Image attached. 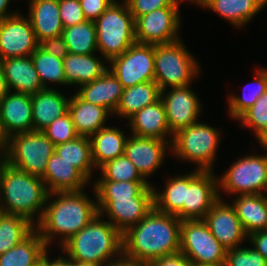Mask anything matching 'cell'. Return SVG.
<instances>
[{
	"instance_id": "obj_1",
	"label": "cell",
	"mask_w": 267,
	"mask_h": 266,
	"mask_svg": "<svg viewBox=\"0 0 267 266\" xmlns=\"http://www.w3.org/2000/svg\"><path fill=\"white\" fill-rule=\"evenodd\" d=\"M181 220L154 207L136 225L122 234L123 256L127 259L151 262L180 251Z\"/></svg>"
},
{
	"instance_id": "obj_2",
	"label": "cell",
	"mask_w": 267,
	"mask_h": 266,
	"mask_svg": "<svg viewBox=\"0 0 267 266\" xmlns=\"http://www.w3.org/2000/svg\"><path fill=\"white\" fill-rule=\"evenodd\" d=\"M83 191L48 193L43 215L35 225L47 248L59 235L61 247L99 214L97 199H90Z\"/></svg>"
},
{
	"instance_id": "obj_3",
	"label": "cell",
	"mask_w": 267,
	"mask_h": 266,
	"mask_svg": "<svg viewBox=\"0 0 267 266\" xmlns=\"http://www.w3.org/2000/svg\"><path fill=\"white\" fill-rule=\"evenodd\" d=\"M48 193L41 177L17 169L0 157L1 212L22 216L36 225L43 215ZM36 215L39 216L34 222Z\"/></svg>"
},
{
	"instance_id": "obj_4",
	"label": "cell",
	"mask_w": 267,
	"mask_h": 266,
	"mask_svg": "<svg viewBox=\"0 0 267 266\" xmlns=\"http://www.w3.org/2000/svg\"><path fill=\"white\" fill-rule=\"evenodd\" d=\"M101 218L100 214L96 215L88 225L61 246L70 259L107 266L123 256L122 233L109 221Z\"/></svg>"
},
{
	"instance_id": "obj_5",
	"label": "cell",
	"mask_w": 267,
	"mask_h": 266,
	"mask_svg": "<svg viewBox=\"0 0 267 266\" xmlns=\"http://www.w3.org/2000/svg\"><path fill=\"white\" fill-rule=\"evenodd\" d=\"M97 50L106 62L136 42L135 19L126 2L116 0L95 21Z\"/></svg>"
},
{
	"instance_id": "obj_6",
	"label": "cell",
	"mask_w": 267,
	"mask_h": 266,
	"mask_svg": "<svg viewBox=\"0 0 267 266\" xmlns=\"http://www.w3.org/2000/svg\"><path fill=\"white\" fill-rule=\"evenodd\" d=\"M155 82L160 90L188 86L200 72V65L182 40L154 45Z\"/></svg>"
},
{
	"instance_id": "obj_7",
	"label": "cell",
	"mask_w": 267,
	"mask_h": 266,
	"mask_svg": "<svg viewBox=\"0 0 267 266\" xmlns=\"http://www.w3.org/2000/svg\"><path fill=\"white\" fill-rule=\"evenodd\" d=\"M220 131L201 122L180 129L173 135L171 152L183 161L197 163V170L213 171L220 141Z\"/></svg>"
},
{
	"instance_id": "obj_8",
	"label": "cell",
	"mask_w": 267,
	"mask_h": 266,
	"mask_svg": "<svg viewBox=\"0 0 267 266\" xmlns=\"http://www.w3.org/2000/svg\"><path fill=\"white\" fill-rule=\"evenodd\" d=\"M54 152L55 145L42 131H32L10 136L1 158L17 169L42 177Z\"/></svg>"
},
{
	"instance_id": "obj_9",
	"label": "cell",
	"mask_w": 267,
	"mask_h": 266,
	"mask_svg": "<svg viewBox=\"0 0 267 266\" xmlns=\"http://www.w3.org/2000/svg\"><path fill=\"white\" fill-rule=\"evenodd\" d=\"M226 251L203 220L181 221L180 252L195 266L224 265Z\"/></svg>"
},
{
	"instance_id": "obj_10",
	"label": "cell",
	"mask_w": 267,
	"mask_h": 266,
	"mask_svg": "<svg viewBox=\"0 0 267 266\" xmlns=\"http://www.w3.org/2000/svg\"><path fill=\"white\" fill-rule=\"evenodd\" d=\"M220 189L233 196L267 192V153L239 158L218 178Z\"/></svg>"
},
{
	"instance_id": "obj_11",
	"label": "cell",
	"mask_w": 267,
	"mask_h": 266,
	"mask_svg": "<svg viewBox=\"0 0 267 266\" xmlns=\"http://www.w3.org/2000/svg\"><path fill=\"white\" fill-rule=\"evenodd\" d=\"M109 69L125 88L155 81L154 45L135 42L121 55L112 58Z\"/></svg>"
},
{
	"instance_id": "obj_12",
	"label": "cell",
	"mask_w": 267,
	"mask_h": 266,
	"mask_svg": "<svg viewBox=\"0 0 267 266\" xmlns=\"http://www.w3.org/2000/svg\"><path fill=\"white\" fill-rule=\"evenodd\" d=\"M179 3H181L180 0H175L168 7L139 16L135 20L136 42L156 45L180 40L178 37L181 25Z\"/></svg>"
},
{
	"instance_id": "obj_13",
	"label": "cell",
	"mask_w": 267,
	"mask_h": 266,
	"mask_svg": "<svg viewBox=\"0 0 267 266\" xmlns=\"http://www.w3.org/2000/svg\"><path fill=\"white\" fill-rule=\"evenodd\" d=\"M152 186H147L137 197L96 198L99 214H106L109 222L122 234L138 224L154 207Z\"/></svg>"
},
{
	"instance_id": "obj_14",
	"label": "cell",
	"mask_w": 267,
	"mask_h": 266,
	"mask_svg": "<svg viewBox=\"0 0 267 266\" xmlns=\"http://www.w3.org/2000/svg\"><path fill=\"white\" fill-rule=\"evenodd\" d=\"M194 171V172H193ZM182 210L176 215L183 220H203L219 199L218 179L213 171L193 170Z\"/></svg>"
},
{
	"instance_id": "obj_15",
	"label": "cell",
	"mask_w": 267,
	"mask_h": 266,
	"mask_svg": "<svg viewBox=\"0 0 267 266\" xmlns=\"http://www.w3.org/2000/svg\"><path fill=\"white\" fill-rule=\"evenodd\" d=\"M19 12L0 21V58L31 56L39 47L31 22Z\"/></svg>"
},
{
	"instance_id": "obj_16",
	"label": "cell",
	"mask_w": 267,
	"mask_h": 266,
	"mask_svg": "<svg viewBox=\"0 0 267 266\" xmlns=\"http://www.w3.org/2000/svg\"><path fill=\"white\" fill-rule=\"evenodd\" d=\"M189 87L190 85L171 87L168 93L165 90L161 91L160 99L165 108L168 126L173 134L198 122L201 103Z\"/></svg>"
},
{
	"instance_id": "obj_17",
	"label": "cell",
	"mask_w": 267,
	"mask_h": 266,
	"mask_svg": "<svg viewBox=\"0 0 267 266\" xmlns=\"http://www.w3.org/2000/svg\"><path fill=\"white\" fill-rule=\"evenodd\" d=\"M203 221L226 250L239 247L245 238L248 239L234 206L224 202L221 197L214 203Z\"/></svg>"
},
{
	"instance_id": "obj_18",
	"label": "cell",
	"mask_w": 267,
	"mask_h": 266,
	"mask_svg": "<svg viewBox=\"0 0 267 266\" xmlns=\"http://www.w3.org/2000/svg\"><path fill=\"white\" fill-rule=\"evenodd\" d=\"M130 135L125 143L124 155L135 165L140 175L146 180L162 165L166 149L171 148L169 145H171L172 139L170 137L168 141H165Z\"/></svg>"
},
{
	"instance_id": "obj_19",
	"label": "cell",
	"mask_w": 267,
	"mask_h": 266,
	"mask_svg": "<svg viewBox=\"0 0 267 266\" xmlns=\"http://www.w3.org/2000/svg\"><path fill=\"white\" fill-rule=\"evenodd\" d=\"M0 117L8 138L14 134L32 132L31 95L9 91L0 101Z\"/></svg>"
},
{
	"instance_id": "obj_20",
	"label": "cell",
	"mask_w": 267,
	"mask_h": 266,
	"mask_svg": "<svg viewBox=\"0 0 267 266\" xmlns=\"http://www.w3.org/2000/svg\"><path fill=\"white\" fill-rule=\"evenodd\" d=\"M124 87L108 68L98 79L80 85L76 94L84 101L106 108L111 115L116 110Z\"/></svg>"
},
{
	"instance_id": "obj_21",
	"label": "cell",
	"mask_w": 267,
	"mask_h": 266,
	"mask_svg": "<svg viewBox=\"0 0 267 266\" xmlns=\"http://www.w3.org/2000/svg\"><path fill=\"white\" fill-rule=\"evenodd\" d=\"M49 193L81 191L89 181L69 162L54 152L41 177Z\"/></svg>"
},
{
	"instance_id": "obj_22",
	"label": "cell",
	"mask_w": 267,
	"mask_h": 266,
	"mask_svg": "<svg viewBox=\"0 0 267 266\" xmlns=\"http://www.w3.org/2000/svg\"><path fill=\"white\" fill-rule=\"evenodd\" d=\"M128 121L132 135L165 141H167L169 135L173 139L174 134L168 126L161 99L136 112Z\"/></svg>"
},
{
	"instance_id": "obj_23",
	"label": "cell",
	"mask_w": 267,
	"mask_h": 266,
	"mask_svg": "<svg viewBox=\"0 0 267 266\" xmlns=\"http://www.w3.org/2000/svg\"><path fill=\"white\" fill-rule=\"evenodd\" d=\"M7 88L10 92L33 95L44 89L31 56L2 60ZM12 90V91H11Z\"/></svg>"
},
{
	"instance_id": "obj_24",
	"label": "cell",
	"mask_w": 267,
	"mask_h": 266,
	"mask_svg": "<svg viewBox=\"0 0 267 266\" xmlns=\"http://www.w3.org/2000/svg\"><path fill=\"white\" fill-rule=\"evenodd\" d=\"M69 100L52 87L31 95L33 131L44 130L56 118L66 114Z\"/></svg>"
},
{
	"instance_id": "obj_25",
	"label": "cell",
	"mask_w": 267,
	"mask_h": 266,
	"mask_svg": "<svg viewBox=\"0 0 267 266\" xmlns=\"http://www.w3.org/2000/svg\"><path fill=\"white\" fill-rule=\"evenodd\" d=\"M191 2L211 9L237 28L249 23L267 5V0H192Z\"/></svg>"
},
{
	"instance_id": "obj_26",
	"label": "cell",
	"mask_w": 267,
	"mask_h": 266,
	"mask_svg": "<svg viewBox=\"0 0 267 266\" xmlns=\"http://www.w3.org/2000/svg\"><path fill=\"white\" fill-rule=\"evenodd\" d=\"M28 18L37 41L62 35L64 29L59 15L58 0H30Z\"/></svg>"
},
{
	"instance_id": "obj_27",
	"label": "cell",
	"mask_w": 267,
	"mask_h": 266,
	"mask_svg": "<svg viewBox=\"0 0 267 266\" xmlns=\"http://www.w3.org/2000/svg\"><path fill=\"white\" fill-rule=\"evenodd\" d=\"M76 132L79 136L91 137L101 128L106 127L105 121L110 112L104 108L82 100L76 93L70 97L68 103Z\"/></svg>"
},
{
	"instance_id": "obj_28",
	"label": "cell",
	"mask_w": 267,
	"mask_h": 266,
	"mask_svg": "<svg viewBox=\"0 0 267 266\" xmlns=\"http://www.w3.org/2000/svg\"><path fill=\"white\" fill-rule=\"evenodd\" d=\"M232 204L242 226L250 235L267 230V196L264 194L239 195Z\"/></svg>"
},
{
	"instance_id": "obj_29",
	"label": "cell",
	"mask_w": 267,
	"mask_h": 266,
	"mask_svg": "<svg viewBox=\"0 0 267 266\" xmlns=\"http://www.w3.org/2000/svg\"><path fill=\"white\" fill-rule=\"evenodd\" d=\"M116 127H104L90 137L92 160L99 169L105 163L124 155L126 135Z\"/></svg>"
},
{
	"instance_id": "obj_30",
	"label": "cell",
	"mask_w": 267,
	"mask_h": 266,
	"mask_svg": "<svg viewBox=\"0 0 267 266\" xmlns=\"http://www.w3.org/2000/svg\"><path fill=\"white\" fill-rule=\"evenodd\" d=\"M66 85H83L98 79L108 67L94 54L68 53L63 58Z\"/></svg>"
},
{
	"instance_id": "obj_31",
	"label": "cell",
	"mask_w": 267,
	"mask_h": 266,
	"mask_svg": "<svg viewBox=\"0 0 267 266\" xmlns=\"http://www.w3.org/2000/svg\"><path fill=\"white\" fill-rule=\"evenodd\" d=\"M161 90L155 81L144 82L123 90L122 96L113 113L129 119L136 112L160 99Z\"/></svg>"
},
{
	"instance_id": "obj_32",
	"label": "cell",
	"mask_w": 267,
	"mask_h": 266,
	"mask_svg": "<svg viewBox=\"0 0 267 266\" xmlns=\"http://www.w3.org/2000/svg\"><path fill=\"white\" fill-rule=\"evenodd\" d=\"M46 250L43 238L34 229L19 244L0 255V266H37Z\"/></svg>"
},
{
	"instance_id": "obj_33",
	"label": "cell",
	"mask_w": 267,
	"mask_h": 266,
	"mask_svg": "<svg viewBox=\"0 0 267 266\" xmlns=\"http://www.w3.org/2000/svg\"><path fill=\"white\" fill-rule=\"evenodd\" d=\"M55 152L74 166L88 181L96 168L92 160L90 137L78 136L74 140L55 146Z\"/></svg>"
},
{
	"instance_id": "obj_34",
	"label": "cell",
	"mask_w": 267,
	"mask_h": 266,
	"mask_svg": "<svg viewBox=\"0 0 267 266\" xmlns=\"http://www.w3.org/2000/svg\"><path fill=\"white\" fill-rule=\"evenodd\" d=\"M162 193L153 191L154 208L160 212L177 215L183 208L189 174L170 177Z\"/></svg>"
},
{
	"instance_id": "obj_35",
	"label": "cell",
	"mask_w": 267,
	"mask_h": 266,
	"mask_svg": "<svg viewBox=\"0 0 267 266\" xmlns=\"http://www.w3.org/2000/svg\"><path fill=\"white\" fill-rule=\"evenodd\" d=\"M62 37L71 54H95L97 50L95 21L85 20L63 29Z\"/></svg>"
},
{
	"instance_id": "obj_36",
	"label": "cell",
	"mask_w": 267,
	"mask_h": 266,
	"mask_svg": "<svg viewBox=\"0 0 267 266\" xmlns=\"http://www.w3.org/2000/svg\"><path fill=\"white\" fill-rule=\"evenodd\" d=\"M34 229L35 225L28 219L0 211V255L19 244Z\"/></svg>"
},
{
	"instance_id": "obj_37",
	"label": "cell",
	"mask_w": 267,
	"mask_h": 266,
	"mask_svg": "<svg viewBox=\"0 0 267 266\" xmlns=\"http://www.w3.org/2000/svg\"><path fill=\"white\" fill-rule=\"evenodd\" d=\"M255 75L256 79L247 84L250 87L244 86L241 97L234 94L228 98L229 115L234 120H237L246 110L252 107L267 90V69L257 68Z\"/></svg>"
},
{
	"instance_id": "obj_38",
	"label": "cell",
	"mask_w": 267,
	"mask_h": 266,
	"mask_svg": "<svg viewBox=\"0 0 267 266\" xmlns=\"http://www.w3.org/2000/svg\"><path fill=\"white\" fill-rule=\"evenodd\" d=\"M31 58L43 88H49L46 85L49 82L66 85L63 59L48 54L40 46L31 54Z\"/></svg>"
},
{
	"instance_id": "obj_39",
	"label": "cell",
	"mask_w": 267,
	"mask_h": 266,
	"mask_svg": "<svg viewBox=\"0 0 267 266\" xmlns=\"http://www.w3.org/2000/svg\"><path fill=\"white\" fill-rule=\"evenodd\" d=\"M94 183L96 198H130L137 197L147 186V181H111L97 180Z\"/></svg>"
},
{
	"instance_id": "obj_40",
	"label": "cell",
	"mask_w": 267,
	"mask_h": 266,
	"mask_svg": "<svg viewBox=\"0 0 267 266\" xmlns=\"http://www.w3.org/2000/svg\"><path fill=\"white\" fill-rule=\"evenodd\" d=\"M98 170L101 173L99 180L148 181L140 175L135 165L125 155L105 163Z\"/></svg>"
},
{
	"instance_id": "obj_41",
	"label": "cell",
	"mask_w": 267,
	"mask_h": 266,
	"mask_svg": "<svg viewBox=\"0 0 267 266\" xmlns=\"http://www.w3.org/2000/svg\"><path fill=\"white\" fill-rule=\"evenodd\" d=\"M238 120L254 131L258 142L267 135V90Z\"/></svg>"
},
{
	"instance_id": "obj_42",
	"label": "cell",
	"mask_w": 267,
	"mask_h": 266,
	"mask_svg": "<svg viewBox=\"0 0 267 266\" xmlns=\"http://www.w3.org/2000/svg\"><path fill=\"white\" fill-rule=\"evenodd\" d=\"M42 132L55 146L74 140L79 136L69 112L56 118L49 126L42 130Z\"/></svg>"
},
{
	"instance_id": "obj_43",
	"label": "cell",
	"mask_w": 267,
	"mask_h": 266,
	"mask_svg": "<svg viewBox=\"0 0 267 266\" xmlns=\"http://www.w3.org/2000/svg\"><path fill=\"white\" fill-rule=\"evenodd\" d=\"M251 247L239 246L227 250L224 266H267L266 259Z\"/></svg>"
},
{
	"instance_id": "obj_44",
	"label": "cell",
	"mask_w": 267,
	"mask_h": 266,
	"mask_svg": "<svg viewBox=\"0 0 267 266\" xmlns=\"http://www.w3.org/2000/svg\"><path fill=\"white\" fill-rule=\"evenodd\" d=\"M59 15L64 28L86 20L79 0H58Z\"/></svg>"
},
{
	"instance_id": "obj_45",
	"label": "cell",
	"mask_w": 267,
	"mask_h": 266,
	"mask_svg": "<svg viewBox=\"0 0 267 266\" xmlns=\"http://www.w3.org/2000/svg\"><path fill=\"white\" fill-rule=\"evenodd\" d=\"M136 20L139 16L150 13L156 9L170 6L175 0H124Z\"/></svg>"
},
{
	"instance_id": "obj_46",
	"label": "cell",
	"mask_w": 267,
	"mask_h": 266,
	"mask_svg": "<svg viewBox=\"0 0 267 266\" xmlns=\"http://www.w3.org/2000/svg\"><path fill=\"white\" fill-rule=\"evenodd\" d=\"M86 20L96 21L115 0H79Z\"/></svg>"
},
{
	"instance_id": "obj_47",
	"label": "cell",
	"mask_w": 267,
	"mask_h": 266,
	"mask_svg": "<svg viewBox=\"0 0 267 266\" xmlns=\"http://www.w3.org/2000/svg\"><path fill=\"white\" fill-rule=\"evenodd\" d=\"M39 46L48 54H52L59 59H63L69 53L62 35L44 39L39 43Z\"/></svg>"
},
{
	"instance_id": "obj_48",
	"label": "cell",
	"mask_w": 267,
	"mask_h": 266,
	"mask_svg": "<svg viewBox=\"0 0 267 266\" xmlns=\"http://www.w3.org/2000/svg\"><path fill=\"white\" fill-rule=\"evenodd\" d=\"M150 266H195L194 263L188 259L180 251L171 255H165L149 262Z\"/></svg>"
},
{
	"instance_id": "obj_49",
	"label": "cell",
	"mask_w": 267,
	"mask_h": 266,
	"mask_svg": "<svg viewBox=\"0 0 267 266\" xmlns=\"http://www.w3.org/2000/svg\"><path fill=\"white\" fill-rule=\"evenodd\" d=\"M253 248L259 252L267 261V230L257 231L248 235Z\"/></svg>"
},
{
	"instance_id": "obj_50",
	"label": "cell",
	"mask_w": 267,
	"mask_h": 266,
	"mask_svg": "<svg viewBox=\"0 0 267 266\" xmlns=\"http://www.w3.org/2000/svg\"><path fill=\"white\" fill-rule=\"evenodd\" d=\"M49 258L50 257H48V252L46 250L41 257L40 263L43 266H72L71 259L68 256H66V254L65 258L64 256L56 257L57 259H53L52 261Z\"/></svg>"
},
{
	"instance_id": "obj_51",
	"label": "cell",
	"mask_w": 267,
	"mask_h": 266,
	"mask_svg": "<svg viewBox=\"0 0 267 266\" xmlns=\"http://www.w3.org/2000/svg\"><path fill=\"white\" fill-rule=\"evenodd\" d=\"M107 266H150L148 262L134 261L122 256L118 260H114Z\"/></svg>"
},
{
	"instance_id": "obj_52",
	"label": "cell",
	"mask_w": 267,
	"mask_h": 266,
	"mask_svg": "<svg viewBox=\"0 0 267 266\" xmlns=\"http://www.w3.org/2000/svg\"><path fill=\"white\" fill-rule=\"evenodd\" d=\"M8 92L9 90L6 85L2 59L0 58V101L5 97Z\"/></svg>"
},
{
	"instance_id": "obj_53",
	"label": "cell",
	"mask_w": 267,
	"mask_h": 266,
	"mask_svg": "<svg viewBox=\"0 0 267 266\" xmlns=\"http://www.w3.org/2000/svg\"><path fill=\"white\" fill-rule=\"evenodd\" d=\"M11 2V0H0V21L4 20L6 17H10L12 15L17 14V11L14 12H9L8 11V5Z\"/></svg>"
},
{
	"instance_id": "obj_54",
	"label": "cell",
	"mask_w": 267,
	"mask_h": 266,
	"mask_svg": "<svg viewBox=\"0 0 267 266\" xmlns=\"http://www.w3.org/2000/svg\"><path fill=\"white\" fill-rule=\"evenodd\" d=\"M8 143V137L2 127L1 117H0V157L4 154Z\"/></svg>"
},
{
	"instance_id": "obj_55",
	"label": "cell",
	"mask_w": 267,
	"mask_h": 266,
	"mask_svg": "<svg viewBox=\"0 0 267 266\" xmlns=\"http://www.w3.org/2000/svg\"><path fill=\"white\" fill-rule=\"evenodd\" d=\"M72 266H104L103 264H98L95 262H85V261H78L75 259H71Z\"/></svg>"
},
{
	"instance_id": "obj_56",
	"label": "cell",
	"mask_w": 267,
	"mask_h": 266,
	"mask_svg": "<svg viewBox=\"0 0 267 266\" xmlns=\"http://www.w3.org/2000/svg\"><path fill=\"white\" fill-rule=\"evenodd\" d=\"M259 143L261 144V147L263 146L264 149H267V135L265 137H263Z\"/></svg>"
},
{
	"instance_id": "obj_57",
	"label": "cell",
	"mask_w": 267,
	"mask_h": 266,
	"mask_svg": "<svg viewBox=\"0 0 267 266\" xmlns=\"http://www.w3.org/2000/svg\"><path fill=\"white\" fill-rule=\"evenodd\" d=\"M201 266H215V265H201ZM218 266H224V265H218Z\"/></svg>"
}]
</instances>
